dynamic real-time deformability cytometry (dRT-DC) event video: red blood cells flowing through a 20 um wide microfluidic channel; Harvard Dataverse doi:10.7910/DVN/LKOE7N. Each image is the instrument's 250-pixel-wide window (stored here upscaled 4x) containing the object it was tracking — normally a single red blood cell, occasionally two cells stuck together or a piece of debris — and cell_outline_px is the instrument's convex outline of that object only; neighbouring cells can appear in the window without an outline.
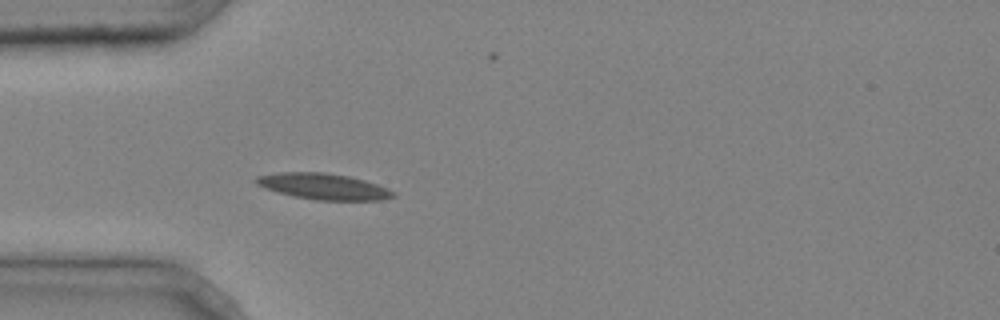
{"species": "common noctule bat (a hibernating species)", "species_latin": "Nyctalus noctula", "temperature_condition": "cold", "stored_images_in_passage": 3, "camera_frame_rate_fps": 3000, "um_per_image_px": 0.085, "animal": {"sex": "male", "body_mass_g": 20.4}, "frame": {"image": 1, "passage_image": 3, "time_ms": 0.667, "image_size_px": [1000, 320], "cell_outline_px": [[396, 196], [384, 200], [316, 200], [296, 196], [280, 192], [256, 184], [252, 180], [256, 176], [280, 172], [324, 172], [348, 176], [364, 180], [388, 188], [396, 192]], "centroid_in_image_um": [27.53, 15.84], "position_along_channel_um": 57.5, "area_um2": 20.69}}